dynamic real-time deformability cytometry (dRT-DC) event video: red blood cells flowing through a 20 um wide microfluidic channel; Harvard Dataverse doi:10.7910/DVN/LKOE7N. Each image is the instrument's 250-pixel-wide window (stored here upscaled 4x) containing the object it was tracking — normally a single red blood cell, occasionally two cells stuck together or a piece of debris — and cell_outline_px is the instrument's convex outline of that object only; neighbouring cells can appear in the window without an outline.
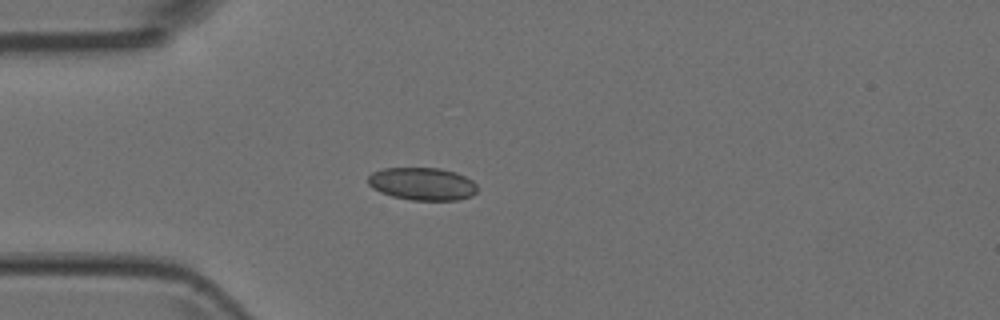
{"species": "Egyptian fruit bat (a non-hibernating species)", "species_latin": "Rousettus aegyptiacus", "temperature_condition": "room temperature", "stored_images_in_passage": 5, "camera_frame_rate_fps": 3000, "um_per_image_px": 0.085, "animal": {"sex": "female"}, "frame": {"image": 1, "passage_image": 3, "time_ms": 0.667, "image_size_px": [1000, 320], "cell_outline_px": [[476, 192], [472, 196], [456, 200], [412, 200], [392, 196], [380, 192], [372, 188], [368, 184], [368, 176], [372, 172], [384, 168], [440, 168], [456, 172], [472, 180], [476, 184]], "centroid_in_image_um": [35.88, 15.62], "position_along_channel_um": 49.1, "area_um2": 20.87}}
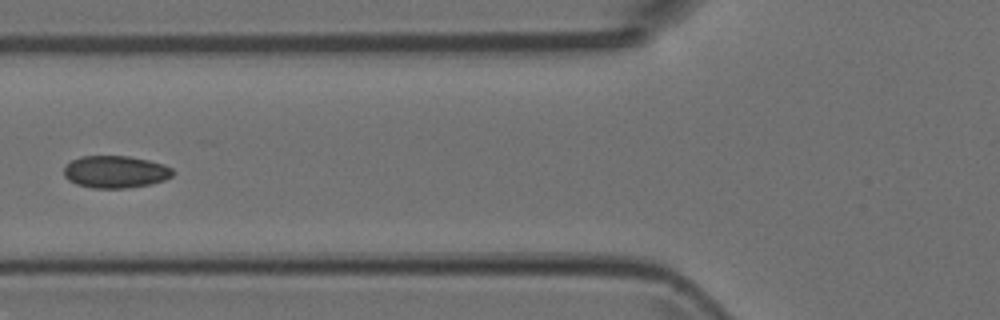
{"frame": {"image": 2, "passage_image": 5, "time_ms": 1.333, "image_size_px": [1000, 320], "cell_outline_px": [[176, 172], [172, 176], [164, 180], [148, 184], [128, 188], [92, 188], [76, 184], [68, 180], [64, 176], [64, 164], [80, 156], [128, 156], [148, 160], [164, 164], [172, 168]], "centroid_in_image_um": [9.8, 14.6], "position_along_channel_um": 116.0, "area_um2": 20.63}}